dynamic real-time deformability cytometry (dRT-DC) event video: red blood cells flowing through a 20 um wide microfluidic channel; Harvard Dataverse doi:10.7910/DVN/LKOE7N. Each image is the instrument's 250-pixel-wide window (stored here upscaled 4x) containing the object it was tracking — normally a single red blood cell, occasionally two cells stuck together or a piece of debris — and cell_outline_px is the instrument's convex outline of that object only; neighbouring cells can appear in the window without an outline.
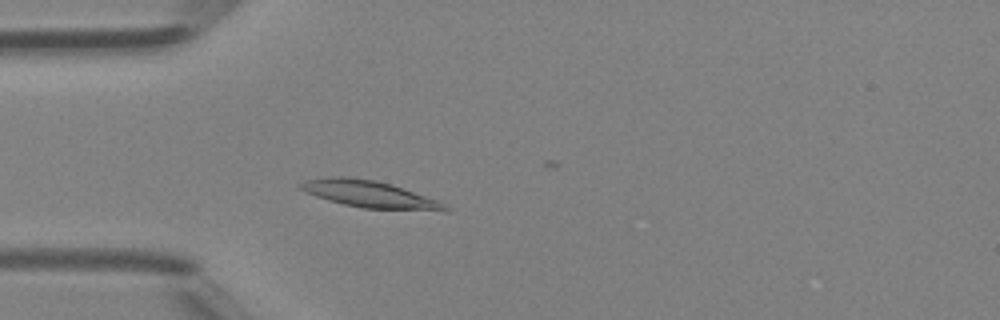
{"species": "Egyptian fruit bat (a non-hibernating species)", "species_latin": "Rousettus aegyptiacus", "temperature_condition": "room temperature", "stored_images_in_passage": 39, "camera_frame_rate_fps": 3000, "um_per_image_px": 0.085, "animal": {"sex": "female"}, "frame": {"image": 1, "passage_image": 5, "time_ms": 1.333, "image_size_px": [1000, 320], "cell_outline_px": [[452, 208], [364, 208], [344, 204], [328, 200], [304, 192], [300, 188], [300, 184], [304, 180], [328, 176], [344, 176], [376, 180], [392, 184], [440, 200]], "centroid_in_image_um": [31.27, 16.44], "position_along_channel_um": 53.7, "area_um2": 21.91}}
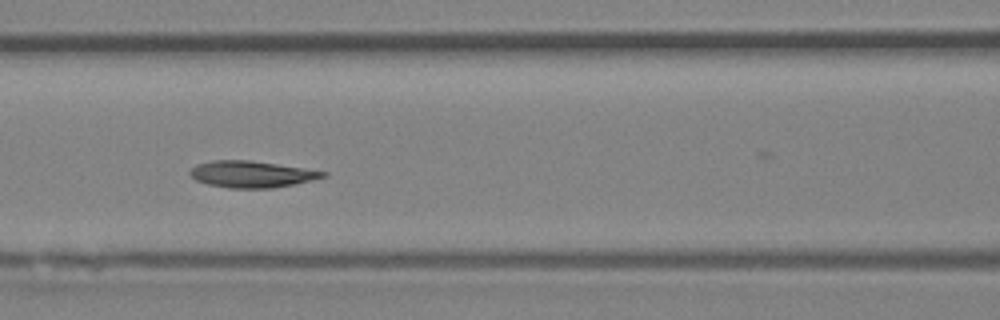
{"frame": {"image": 2, "passage_image": 12, "time_ms": 3.667, "image_size_px": [1000, 320], "cell_outline_px": [[328, 176], [296, 184], [272, 188], [228, 188], [208, 184], [196, 180], [188, 172], [196, 164], [212, 160], [252, 160], [304, 168], [328, 172]], "centroid_in_image_um": [21.4, 14.8], "position_along_channel_um": 145.2, "area_um2": 20.69}}
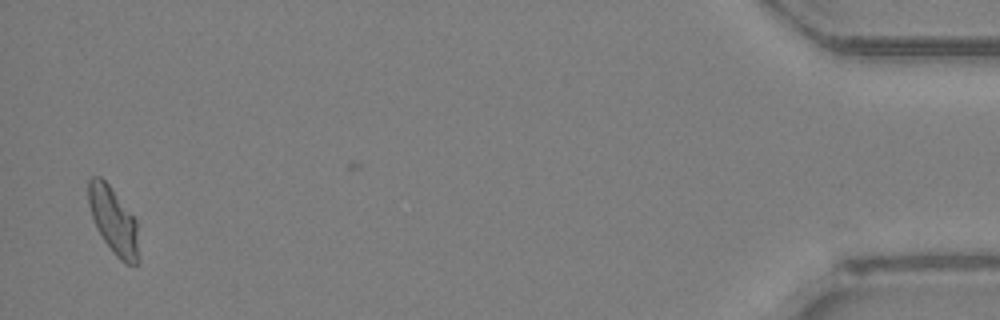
{"frame": {"image": 3, "passage_image": 38, "time_ms": 12.333, "image_size_px": [1000, 320], "cell_outline_px": [[140, 264], [124, 264], [112, 252], [96, 228], [88, 204], [88, 180], [92, 176], [100, 176], [112, 188], [136, 220], [140, 260]], "centroid_in_image_um": [9.66, 18.79], "position_along_channel_um": 425.5, "area_um2": 19.71}, "authors_computed_cell_mechanics": {"area_um2": 20.23, "velocity_mm_per_s": 4.2591, "shape_relaxation_time_tau1_ms": 3.5681, "shape_relaxation_time_tau2_ms": 6.2449, "deformation_change_tau1": 0.1517, "deformation_change_tau2": 0.0819}}